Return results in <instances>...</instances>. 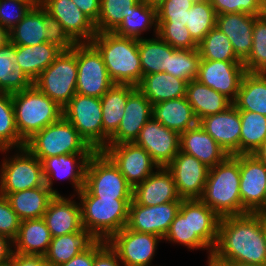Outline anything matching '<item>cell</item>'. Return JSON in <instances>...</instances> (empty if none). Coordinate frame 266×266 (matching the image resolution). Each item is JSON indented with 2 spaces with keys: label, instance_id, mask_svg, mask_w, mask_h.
<instances>
[{
  "label": "cell",
  "instance_id": "obj_63",
  "mask_svg": "<svg viewBox=\"0 0 266 266\" xmlns=\"http://www.w3.org/2000/svg\"><path fill=\"white\" fill-rule=\"evenodd\" d=\"M224 266H266V265H251V264H244L239 262H217Z\"/></svg>",
  "mask_w": 266,
  "mask_h": 266
},
{
  "label": "cell",
  "instance_id": "obj_18",
  "mask_svg": "<svg viewBox=\"0 0 266 266\" xmlns=\"http://www.w3.org/2000/svg\"><path fill=\"white\" fill-rule=\"evenodd\" d=\"M172 174L181 199H200L204 192L209 167L182 151L166 167Z\"/></svg>",
  "mask_w": 266,
  "mask_h": 266
},
{
  "label": "cell",
  "instance_id": "obj_57",
  "mask_svg": "<svg viewBox=\"0 0 266 266\" xmlns=\"http://www.w3.org/2000/svg\"><path fill=\"white\" fill-rule=\"evenodd\" d=\"M72 1L94 23L97 22L99 18L101 0H72Z\"/></svg>",
  "mask_w": 266,
  "mask_h": 266
},
{
  "label": "cell",
  "instance_id": "obj_20",
  "mask_svg": "<svg viewBox=\"0 0 266 266\" xmlns=\"http://www.w3.org/2000/svg\"><path fill=\"white\" fill-rule=\"evenodd\" d=\"M198 124L228 155L240 154L241 120L234 105L221 113L203 117Z\"/></svg>",
  "mask_w": 266,
  "mask_h": 266
},
{
  "label": "cell",
  "instance_id": "obj_5",
  "mask_svg": "<svg viewBox=\"0 0 266 266\" xmlns=\"http://www.w3.org/2000/svg\"><path fill=\"white\" fill-rule=\"evenodd\" d=\"M11 96L16 127L24 142L63 116V109L34 84Z\"/></svg>",
  "mask_w": 266,
  "mask_h": 266
},
{
  "label": "cell",
  "instance_id": "obj_64",
  "mask_svg": "<svg viewBox=\"0 0 266 266\" xmlns=\"http://www.w3.org/2000/svg\"><path fill=\"white\" fill-rule=\"evenodd\" d=\"M142 2H145L148 5L157 7L159 4H161L164 0H141Z\"/></svg>",
  "mask_w": 266,
  "mask_h": 266
},
{
  "label": "cell",
  "instance_id": "obj_50",
  "mask_svg": "<svg viewBox=\"0 0 266 266\" xmlns=\"http://www.w3.org/2000/svg\"><path fill=\"white\" fill-rule=\"evenodd\" d=\"M40 1L0 0V26L9 32Z\"/></svg>",
  "mask_w": 266,
  "mask_h": 266
},
{
  "label": "cell",
  "instance_id": "obj_16",
  "mask_svg": "<svg viewBox=\"0 0 266 266\" xmlns=\"http://www.w3.org/2000/svg\"><path fill=\"white\" fill-rule=\"evenodd\" d=\"M133 143L147 151L159 167H167L180 151V134L151 118Z\"/></svg>",
  "mask_w": 266,
  "mask_h": 266
},
{
  "label": "cell",
  "instance_id": "obj_12",
  "mask_svg": "<svg viewBox=\"0 0 266 266\" xmlns=\"http://www.w3.org/2000/svg\"><path fill=\"white\" fill-rule=\"evenodd\" d=\"M161 237L137 232L126 226L106 242L117 253L123 266H150Z\"/></svg>",
  "mask_w": 266,
  "mask_h": 266
},
{
  "label": "cell",
  "instance_id": "obj_7",
  "mask_svg": "<svg viewBox=\"0 0 266 266\" xmlns=\"http://www.w3.org/2000/svg\"><path fill=\"white\" fill-rule=\"evenodd\" d=\"M77 73L76 43L72 49L62 51L33 84L63 109L76 94Z\"/></svg>",
  "mask_w": 266,
  "mask_h": 266
},
{
  "label": "cell",
  "instance_id": "obj_49",
  "mask_svg": "<svg viewBox=\"0 0 266 266\" xmlns=\"http://www.w3.org/2000/svg\"><path fill=\"white\" fill-rule=\"evenodd\" d=\"M195 0H164L157 6V25H186Z\"/></svg>",
  "mask_w": 266,
  "mask_h": 266
},
{
  "label": "cell",
  "instance_id": "obj_55",
  "mask_svg": "<svg viewBox=\"0 0 266 266\" xmlns=\"http://www.w3.org/2000/svg\"><path fill=\"white\" fill-rule=\"evenodd\" d=\"M117 253L105 240L95 243V257L93 266H123Z\"/></svg>",
  "mask_w": 266,
  "mask_h": 266
},
{
  "label": "cell",
  "instance_id": "obj_65",
  "mask_svg": "<svg viewBox=\"0 0 266 266\" xmlns=\"http://www.w3.org/2000/svg\"><path fill=\"white\" fill-rule=\"evenodd\" d=\"M207 262H208V266H224L220 263L215 262L212 258H209Z\"/></svg>",
  "mask_w": 266,
  "mask_h": 266
},
{
  "label": "cell",
  "instance_id": "obj_38",
  "mask_svg": "<svg viewBox=\"0 0 266 266\" xmlns=\"http://www.w3.org/2000/svg\"><path fill=\"white\" fill-rule=\"evenodd\" d=\"M154 27L155 36L158 34L157 7L139 0L126 14L121 24L113 31L115 34L134 39H141L143 31Z\"/></svg>",
  "mask_w": 266,
  "mask_h": 266
},
{
  "label": "cell",
  "instance_id": "obj_11",
  "mask_svg": "<svg viewBox=\"0 0 266 266\" xmlns=\"http://www.w3.org/2000/svg\"><path fill=\"white\" fill-rule=\"evenodd\" d=\"M76 93L101 98L115 83L102 55L91 42L77 43Z\"/></svg>",
  "mask_w": 266,
  "mask_h": 266
},
{
  "label": "cell",
  "instance_id": "obj_9",
  "mask_svg": "<svg viewBox=\"0 0 266 266\" xmlns=\"http://www.w3.org/2000/svg\"><path fill=\"white\" fill-rule=\"evenodd\" d=\"M5 158L0 169V195L45 185L41 161L25 147ZM17 154V155H16Z\"/></svg>",
  "mask_w": 266,
  "mask_h": 266
},
{
  "label": "cell",
  "instance_id": "obj_48",
  "mask_svg": "<svg viewBox=\"0 0 266 266\" xmlns=\"http://www.w3.org/2000/svg\"><path fill=\"white\" fill-rule=\"evenodd\" d=\"M201 57L197 49H176L169 56L166 73L185 80L187 83L197 78Z\"/></svg>",
  "mask_w": 266,
  "mask_h": 266
},
{
  "label": "cell",
  "instance_id": "obj_40",
  "mask_svg": "<svg viewBox=\"0 0 266 266\" xmlns=\"http://www.w3.org/2000/svg\"><path fill=\"white\" fill-rule=\"evenodd\" d=\"M43 25V7H33L9 32V41L14 45L32 46L46 42Z\"/></svg>",
  "mask_w": 266,
  "mask_h": 266
},
{
  "label": "cell",
  "instance_id": "obj_62",
  "mask_svg": "<svg viewBox=\"0 0 266 266\" xmlns=\"http://www.w3.org/2000/svg\"><path fill=\"white\" fill-rule=\"evenodd\" d=\"M9 40L8 32L0 26V47Z\"/></svg>",
  "mask_w": 266,
  "mask_h": 266
},
{
  "label": "cell",
  "instance_id": "obj_41",
  "mask_svg": "<svg viewBox=\"0 0 266 266\" xmlns=\"http://www.w3.org/2000/svg\"><path fill=\"white\" fill-rule=\"evenodd\" d=\"M220 218L200 199H191L192 234H196L212 251L218 240Z\"/></svg>",
  "mask_w": 266,
  "mask_h": 266
},
{
  "label": "cell",
  "instance_id": "obj_56",
  "mask_svg": "<svg viewBox=\"0 0 266 266\" xmlns=\"http://www.w3.org/2000/svg\"><path fill=\"white\" fill-rule=\"evenodd\" d=\"M8 266H53L44 256L40 255H23L14 253L11 256Z\"/></svg>",
  "mask_w": 266,
  "mask_h": 266
},
{
  "label": "cell",
  "instance_id": "obj_66",
  "mask_svg": "<svg viewBox=\"0 0 266 266\" xmlns=\"http://www.w3.org/2000/svg\"><path fill=\"white\" fill-rule=\"evenodd\" d=\"M262 15L266 16V0H262Z\"/></svg>",
  "mask_w": 266,
  "mask_h": 266
},
{
  "label": "cell",
  "instance_id": "obj_26",
  "mask_svg": "<svg viewBox=\"0 0 266 266\" xmlns=\"http://www.w3.org/2000/svg\"><path fill=\"white\" fill-rule=\"evenodd\" d=\"M180 151L194 156L209 168L219 164L228 156L199 124L180 134Z\"/></svg>",
  "mask_w": 266,
  "mask_h": 266
},
{
  "label": "cell",
  "instance_id": "obj_13",
  "mask_svg": "<svg viewBox=\"0 0 266 266\" xmlns=\"http://www.w3.org/2000/svg\"><path fill=\"white\" fill-rule=\"evenodd\" d=\"M242 214L266 210V165L253 154H239Z\"/></svg>",
  "mask_w": 266,
  "mask_h": 266
},
{
  "label": "cell",
  "instance_id": "obj_34",
  "mask_svg": "<svg viewBox=\"0 0 266 266\" xmlns=\"http://www.w3.org/2000/svg\"><path fill=\"white\" fill-rule=\"evenodd\" d=\"M55 194L46 186L26 189L9 193L8 199L11 208L21 221L27 219L43 218L50 200Z\"/></svg>",
  "mask_w": 266,
  "mask_h": 266
},
{
  "label": "cell",
  "instance_id": "obj_22",
  "mask_svg": "<svg viewBox=\"0 0 266 266\" xmlns=\"http://www.w3.org/2000/svg\"><path fill=\"white\" fill-rule=\"evenodd\" d=\"M152 106L146 96L136 88L128 96L123 119L107 145L133 143L143 126L152 118Z\"/></svg>",
  "mask_w": 266,
  "mask_h": 266
},
{
  "label": "cell",
  "instance_id": "obj_3",
  "mask_svg": "<svg viewBox=\"0 0 266 266\" xmlns=\"http://www.w3.org/2000/svg\"><path fill=\"white\" fill-rule=\"evenodd\" d=\"M200 200L219 217L242 215L239 154L209 168Z\"/></svg>",
  "mask_w": 266,
  "mask_h": 266
},
{
  "label": "cell",
  "instance_id": "obj_58",
  "mask_svg": "<svg viewBox=\"0 0 266 266\" xmlns=\"http://www.w3.org/2000/svg\"><path fill=\"white\" fill-rule=\"evenodd\" d=\"M95 257V244L85 252L74 256L68 262L62 264L61 266H93Z\"/></svg>",
  "mask_w": 266,
  "mask_h": 266
},
{
  "label": "cell",
  "instance_id": "obj_30",
  "mask_svg": "<svg viewBox=\"0 0 266 266\" xmlns=\"http://www.w3.org/2000/svg\"><path fill=\"white\" fill-rule=\"evenodd\" d=\"M98 239L88 230L52 238L44 258L53 266H61L74 256L90 249Z\"/></svg>",
  "mask_w": 266,
  "mask_h": 266
},
{
  "label": "cell",
  "instance_id": "obj_31",
  "mask_svg": "<svg viewBox=\"0 0 266 266\" xmlns=\"http://www.w3.org/2000/svg\"><path fill=\"white\" fill-rule=\"evenodd\" d=\"M187 82L166 72L144 75L137 88L155 105L186 96Z\"/></svg>",
  "mask_w": 266,
  "mask_h": 266
},
{
  "label": "cell",
  "instance_id": "obj_37",
  "mask_svg": "<svg viewBox=\"0 0 266 266\" xmlns=\"http://www.w3.org/2000/svg\"><path fill=\"white\" fill-rule=\"evenodd\" d=\"M163 240L179 243L180 245L187 246L190 250H208V259L212 257L213 251L196 234H192L191 199H182L179 212L170 224Z\"/></svg>",
  "mask_w": 266,
  "mask_h": 266
},
{
  "label": "cell",
  "instance_id": "obj_15",
  "mask_svg": "<svg viewBox=\"0 0 266 266\" xmlns=\"http://www.w3.org/2000/svg\"><path fill=\"white\" fill-rule=\"evenodd\" d=\"M245 73L241 61L201 59L196 79L234 102Z\"/></svg>",
  "mask_w": 266,
  "mask_h": 266
},
{
  "label": "cell",
  "instance_id": "obj_54",
  "mask_svg": "<svg viewBox=\"0 0 266 266\" xmlns=\"http://www.w3.org/2000/svg\"><path fill=\"white\" fill-rule=\"evenodd\" d=\"M21 220L11 208L8 199L0 195V235L14 241L18 235Z\"/></svg>",
  "mask_w": 266,
  "mask_h": 266
},
{
  "label": "cell",
  "instance_id": "obj_28",
  "mask_svg": "<svg viewBox=\"0 0 266 266\" xmlns=\"http://www.w3.org/2000/svg\"><path fill=\"white\" fill-rule=\"evenodd\" d=\"M152 118L179 134L198 124V120L186 96L153 105Z\"/></svg>",
  "mask_w": 266,
  "mask_h": 266
},
{
  "label": "cell",
  "instance_id": "obj_45",
  "mask_svg": "<svg viewBox=\"0 0 266 266\" xmlns=\"http://www.w3.org/2000/svg\"><path fill=\"white\" fill-rule=\"evenodd\" d=\"M201 59L240 61L233 51L231 41L218 28L213 27L198 44Z\"/></svg>",
  "mask_w": 266,
  "mask_h": 266
},
{
  "label": "cell",
  "instance_id": "obj_25",
  "mask_svg": "<svg viewBox=\"0 0 266 266\" xmlns=\"http://www.w3.org/2000/svg\"><path fill=\"white\" fill-rule=\"evenodd\" d=\"M257 17L247 13L218 14L216 17V27L231 41L233 51L242 63L252 50L253 25Z\"/></svg>",
  "mask_w": 266,
  "mask_h": 266
},
{
  "label": "cell",
  "instance_id": "obj_36",
  "mask_svg": "<svg viewBox=\"0 0 266 266\" xmlns=\"http://www.w3.org/2000/svg\"><path fill=\"white\" fill-rule=\"evenodd\" d=\"M17 66L16 45L9 40L0 47V91L13 94L30 88L33 82Z\"/></svg>",
  "mask_w": 266,
  "mask_h": 266
},
{
  "label": "cell",
  "instance_id": "obj_24",
  "mask_svg": "<svg viewBox=\"0 0 266 266\" xmlns=\"http://www.w3.org/2000/svg\"><path fill=\"white\" fill-rule=\"evenodd\" d=\"M72 198L55 195L49 202L43 219L52 238L83 230L81 205Z\"/></svg>",
  "mask_w": 266,
  "mask_h": 266
},
{
  "label": "cell",
  "instance_id": "obj_35",
  "mask_svg": "<svg viewBox=\"0 0 266 266\" xmlns=\"http://www.w3.org/2000/svg\"><path fill=\"white\" fill-rule=\"evenodd\" d=\"M233 105L266 116V73L246 72Z\"/></svg>",
  "mask_w": 266,
  "mask_h": 266
},
{
  "label": "cell",
  "instance_id": "obj_19",
  "mask_svg": "<svg viewBox=\"0 0 266 266\" xmlns=\"http://www.w3.org/2000/svg\"><path fill=\"white\" fill-rule=\"evenodd\" d=\"M40 5L56 18L76 42H91L97 31L95 23L72 0H40Z\"/></svg>",
  "mask_w": 266,
  "mask_h": 266
},
{
  "label": "cell",
  "instance_id": "obj_17",
  "mask_svg": "<svg viewBox=\"0 0 266 266\" xmlns=\"http://www.w3.org/2000/svg\"><path fill=\"white\" fill-rule=\"evenodd\" d=\"M181 202H169L155 206H143L134 200L129 205L128 229L153 234L162 239L179 212Z\"/></svg>",
  "mask_w": 266,
  "mask_h": 266
},
{
  "label": "cell",
  "instance_id": "obj_27",
  "mask_svg": "<svg viewBox=\"0 0 266 266\" xmlns=\"http://www.w3.org/2000/svg\"><path fill=\"white\" fill-rule=\"evenodd\" d=\"M137 87L130 84H114L101 98L103 123V149L117 131L125 114L128 96Z\"/></svg>",
  "mask_w": 266,
  "mask_h": 266
},
{
  "label": "cell",
  "instance_id": "obj_52",
  "mask_svg": "<svg viewBox=\"0 0 266 266\" xmlns=\"http://www.w3.org/2000/svg\"><path fill=\"white\" fill-rule=\"evenodd\" d=\"M43 25L46 29V42L56 45L62 51H68L76 45V42L68 35L61 23L44 8Z\"/></svg>",
  "mask_w": 266,
  "mask_h": 266
},
{
  "label": "cell",
  "instance_id": "obj_39",
  "mask_svg": "<svg viewBox=\"0 0 266 266\" xmlns=\"http://www.w3.org/2000/svg\"><path fill=\"white\" fill-rule=\"evenodd\" d=\"M176 49L163 41L158 35L155 38L138 39V51L144 75L165 72L168 68L169 56Z\"/></svg>",
  "mask_w": 266,
  "mask_h": 266
},
{
  "label": "cell",
  "instance_id": "obj_61",
  "mask_svg": "<svg viewBox=\"0 0 266 266\" xmlns=\"http://www.w3.org/2000/svg\"><path fill=\"white\" fill-rule=\"evenodd\" d=\"M257 218L260 221L266 239V210L257 211Z\"/></svg>",
  "mask_w": 266,
  "mask_h": 266
},
{
  "label": "cell",
  "instance_id": "obj_32",
  "mask_svg": "<svg viewBox=\"0 0 266 266\" xmlns=\"http://www.w3.org/2000/svg\"><path fill=\"white\" fill-rule=\"evenodd\" d=\"M186 98L198 121L205 116L221 113L233 105L230 99L197 79L187 83Z\"/></svg>",
  "mask_w": 266,
  "mask_h": 266
},
{
  "label": "cell",
  "instance_id": "obj_68",
  "mask_svg": "<svg viewBox=\"0 0 266 266\" xmlns=\"http://www.w3.org/2000/svg\"><path fill=\"white\" fill-rule=\"evenodd\" d=\"M198 1H208V2H211L212 0H198Z\"/></svg>",
  "mask_w": 266,
  "mask_h": 266
},
{
  "label": "cell",
  "instance_id": "obj_21",
  "mask_svg": "<svg viewBox=\"0 0 266 266\" xmlns=\"http://www.w3.org/2000/svg\"><path fill=\"white\" fill-rule=\"evenodd\" d=\"M92 154H64L55 157H47L41 160L45 185L55 194L53 180L66 179L71 181V185L78 194L85 186V171L87 162Z\"/></svg>",
  "mask_w": 266,
  "mask_h": 266
},
{
  "label": "cell",
  "instance_id": "obj_67",
  "mask_svg": "<svg viewBox=\"0 0 266 266\" xmlns=\"http://www.w3.org/2000/svg\"><path fill=\"white\" fill-rule=\"evenodd\" d=\"M20 1H40V0H20Z\"/></svg>",
  "mask_w": 266,
  "mask_h": 266
},
{
  "label": "cell",
  "instance_id": "obj_44",
  "mask_svg": "<svg viewBox=\"0 0 266 266\" xmlns=\"http://www.w3.org/2000/svg\"><path fill=\"white\" fill-rule=\"evenodd\" d=\"M216 17L215 9L208 1L194 2L187 10L186 27L197 44L216 26Z\"/></svg>",
  "mask_w": 266,
  "mask_h": 266
},
{
  "label": "cell",
  "instance_id": "obj_33",
  "mask_svg": "<svg viewBox=\"0 0 266 266\" xmlns=\"http://www.w3.org/2000/svg\"><path fill=\"white\" fill-rule=\"evenodd\" d=\"M61 52L60 48L48 42L32 46L16 45V67L34 82Z\"/></svg>",
  "mask_w": 266,
  "mask_h": 266
},
{
  "label": "cell",
  "instance_id": "obj_8",
  "mask_svg": "<svg viewBox=\"0 0 266 266\" xmlns=\"http://www.w3.org/2000/svg\"><path fill=\"white\" fill-rule=\"evenodd\" d=\"M84 187L100 199H133V187L103 151H95L90 156Z\"/></svg>",
  "mask_w": 266,
  "mask_h": 266
},
{
  "label": "cell",
  "instance_id": "obj_14",
  "mask_svg": "<svg viewBox=\"0 0 266 266\" xmlns=\"http://www.w3.org/2000/svg\"><path fill=\"white\" fill-rule=\"evenodd\" d=\"M102 151L118 167L133 188L159 167L147 151L134 143L107 145Z\"/></svg>",
  "mask_w": 266,
  "mask_h": 266
},
{
  "label": "cell",
  "instance_id": "obj_29",
  "mask_svg": "<svg viewBox=\"0 0 266 266\" xmlns=\"http://www.w3.org/2000/svg\"><path fill=\"white\" fill-rule=\"evenodd\" d=\"M51 240L52 235L43 218L23 220L13 241V252L44 256Z\"/></svg>",
  "mask_w": 266,
  "mask_h": 266
},
{
  "label": "cell",
  "instance_id": "obj_51",
  "mask_svg": "<svg viewBox=\"0 0 266 266\" xmlns=\"http://www.w3.org/2000/svg\"><path fill=\"white\" fill-rule=\"evenodd\" d=\"M157 35L175 49L198 48L186 25H158Z\"/></svg>",
  "mask_w": 266,
  "mask_h": 266
},
{
  "label": "cell",
  "instance_id": "obj_59",
  "mask_svg": "<svg viewBox=\"0 0 266 266\" xmlns=\"http://www.w3.org/2000/svg\"><path fill=\"white\" fill-rule=\"evenodd\" d=\"M13 241L0 235V266H8L13 254Z\"/></svg>",
  "mask_w": 266,
  "mask_h": 266
},
{
  "label": "cell",
  "instance_id": "obj_53",
  "mask_svg": "<svg viewBox=\"0 0 266 266\" xmlns=\"http://www.w3.org/2000/svg\"><path fill=\"white\" fill-rule=\"evenodd\" d=\"M216 14L247 13L262 15V0H212Z\"/></svg>",
  "mask_w": 266,
  "mask_h": 266
},
{
  "label": "cell",
  "instance_id": "obj_2",
  "mask_svg": "<svg viewBox=\"0 0 266 266\" xmlns=\"http://www.w3.org/2000/svg\"><path fill=\"white\" fill-rule=\"evenodd\" d=\"M91 43L102 55L108 74L115 84L138 86L143 73L138 51V39L114 32L96 33Z\"/></svg>",
  "mask_w": 266,
  "mask_h": 266
},
{
  "label": "cell",
  "instance_id": "obj_60",
  "mask_svg": "<svg viewBox=\"0 0 266 266\" xmlns=\"http://www.w3.org/2000/svg\"><path fill=\"white\" fill-rule=\"evenodd\" d=\"M253 155L266 165V140L262 145L253 153Z\"/></svg>",
  "mask_w": 266,
  "mask_h": 266
},
{
  "label": "cell",
  "instance_id": "obj_6",
  "mask_svg": "<svg viewBox=\"0 0 266 266\" xmlns=\"http://www.w3.org/2000/svg\"><path fill=\"white\" fill-rule=\"evenodd\" d=\"M40 161L64 154H93L95 151L63 116L35 133L24 146Z\"/></svg>",
  "mask_w": 266,
  "mask_h": 266
},
{
  "label": "cell",
  "instance_id": "obj_10",
  "mask_svg": "<svg viewBox=\"0 0 266 266\" xmlns=\"http://www.w3.org/2000/svg\"><path fill=\"white\" fill-rule=\"evenodd\" d=\"M63 117L94 151L103 150L102 106L98 97L76 93L63 107Z\"/></svg>",
  "mask_w": 266,
  "mask_h": 266
},
{
  "label": "cell",
  "instance_id": "obj_43",
  "mask_svg": "<svg viewBox=\"0 0 266 266\" xmlns=\"http://www.w3.org/2000/svg\"><path fill=\"white\" fill-rule=\"evenodd\" d=\"M25 142L20 138L16 127L12 96L0 91V152L20 149Z\"/></svg>",
  "mask_w": 266,
  "mask_h": 266
},
{
  "label": "cell",
  "instance_id": "obj_47",
  "mask_svg": "<svg viewBox=\"0 0 266 266\" xmlns=\"http://www.w3.org/2000/svg\"><path fill=\"white\" fill-rule=\"evenodd\" d=\"M246 72L266 73V16L254 20L252 50L243 62Z\"/></svg>",
  "mask_w": 266,
  "mask_h": 266
},
{
  "label": "cell",
  "instance_id": "obj_23",
  "mask_svg": "<svg viewBox=\"0 0 266 266\" xmlns=\"http://www.w3.org/2000/svg\"><path fill=\"white\" fill-rule=\"evenodd\" d=\"M133 200L143 206H155L169 202H182L171 172L158 167L143 182L133 188Z\"/></svg>",
  "mask_w": 266,
  "mask_h": 266
},
{
  "label": "cell",
  "instance_id": "obj_42",
  "mask_svg": "<svg viewBox=\"0 0 266 266\" xmlns=\"http://www.w3.org/2000/svg\"><path fill=\"white\" fill-rule=\"evenodd\" d=\"M241 120L240 154H253L266 140V116L239 111Z\"/></svg>",
  "mask_w": 266,
  "mask_h": 266
},
{
  "label": "cell",
  "instance_id": "obj_1",
  "mask_svg": "<svg viewBox=\"0 0 266 266\" xmlns=\"http://www.w3.org/2000/svg\"><path fill=\"white\" fill-rule=\"evenodd\" d=\"M215 262L266 265V239L257 212L221 217Z\"/></svg>",
  "mask_w": 266,
  "mask_h": 266
},
{
  "label": "cell",
  "instance_id": "obj_46",
  "mask_svg": "<svg viewBox=\"0 0 266 266\" xmlns=\"http://www.w3.org/2000/svg\"><path fill=\"white\" fill-rule=\"evenodd\" d=\"M139 0H101L99 18L95 23L97 33L113 32L126 14Z\"/></svg>",
  "mask_w": 266,
  "mask_h": 266
},
{
  "label": "cell",
  "instance_id": "obj_4",
  "mask_svg": "<svg viewBox=\"0 0 266 266\" xmlns=\"http://www.w3.org/2000/svg\"><path fill=\"white\" fill-rule=\"evenodd\" d=\"M77 196L80 198L83 228L98 240L107 241L127 225L129 205L133 199H100L85 187Z\"/></svg>",
  "mask_w": 266,
  "mask_h": 266
}]
</instances>
